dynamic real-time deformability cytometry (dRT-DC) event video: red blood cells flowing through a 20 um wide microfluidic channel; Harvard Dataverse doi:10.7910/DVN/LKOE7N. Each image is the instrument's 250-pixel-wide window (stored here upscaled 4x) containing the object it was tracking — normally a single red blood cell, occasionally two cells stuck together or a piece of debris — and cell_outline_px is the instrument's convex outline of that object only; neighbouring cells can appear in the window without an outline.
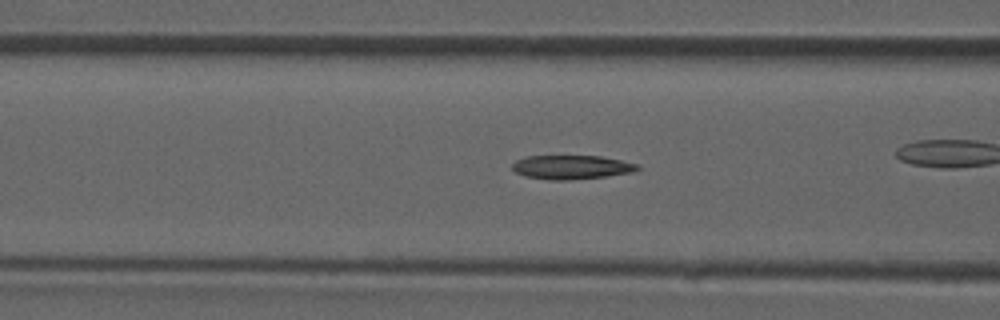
{"species": "common noctule bat (a hibernating species)", "species_latin": "Nyctalus noctula", "temperature_condition": "room temperature", "stored_images_in_passage": 33, "camera_frame_rate_fps": 3000, "um_per_image_px": 0.085, "animal": {"sex": "male", "forearm_length_mm": 52.5}, "frame": {"image": 1, "passage_image": 14, "time_ms": 4.333, "image_size_px": [1000, 320], "cell_outline_px": [[640, 168], [636, 172], [604, 176], [568, 180], [552, 180], [524, 176], [516, 172], [512, 168], [512, 164], [516, 160], [524, 156], [600, 156], [640, 164]], "centroid_in_image_um": [48.59, 14.2], "position_along_channel_um": 118.0, "area_um2": 17.51}}